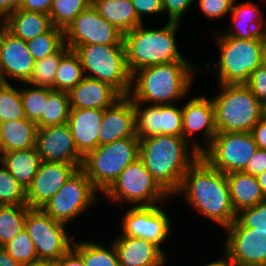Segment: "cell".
<instances>
[{"instance_id":"6da1fadb","label":"cell","mask_w":266,"mask_h":266,"mask_svg":"<svg viewBox=\"0 0 266 266\" xmlns=\"http://www.w3.org/2000/svg\"><path fill=\"white\" fill-rule=\"evenodd\" d=\"M182 136L156 135L139 139V158L156 182L171 196L180 188L184 174L204 150Z\"/></svg>"},{"instance_id":"7a4b0ae2","label":"cell","mask_w":266,"mask_h":266,"mask_svg":"<svg viewBox=\"0 0 266 266\" xmlns=\"http://www.w3.org/2000/svg\"><path fill=\"white\" fill-rule=\"evenodd\" d=\"M199 213L223 228L237 218L232 206L226 174L210 166L201 156L189 167L176 194Z\"/></svg>"},{"instance_id":"3957f363","label":"cell","mask_w":266,"mask_h":266,"mask_svg":"<svg viewBox=\"0 0 266 266\" xmlns=\"http://www.w3.org/2000/svg\"><path fill=\"white\" fill-rule=\"evenodd\" d=\"M195 67L188 61H175L138 69L131 75L133 90L128 97L135 103L174 104L188 94L193 74L198 72Z\"/></svg>"},{"instance_id":"277c9868","label":"cell","mask_w":266,"mask_h":266,"mask_svg":"<svg viewBox=\"0 0 266 266\" xmlns=\"http://www.w3.org/2000/svg\"><path fill=\"white\" fill-rule=\"evenodd\" d=\"M178 22H169L160 29H146L141 24L123 35L126 65L132 75L138 69L186 61L176 46Z\"/></svg>"},{"instance_id":"5b68a950","label":"cell","mask_w":266,"mask_h":266,"mask_svg":"<svg viewBox=\"0 0 266 266\" xmlns=\"http://www.w3.org/2000/svg\"><path fill=\"white\" fill-rule=\"evenodd\" d=\"M211 98L217 132H251L263 117V103L245 84H221Z\"/></svg>"},{"instance_id":"8992f818","label":"cell","mask_w":266,"mask_h":266,"mask_svg":"<svg viewBox=\"0 0 266 266\" xmlns=\"http://www.w3.org/2000/svg\"><path fill=\"white\" fill-rule=\"evenodd\" d=\"M220 58L216 66L220 84H245L251 73L265 62L263 34L243 40L224 35L218 36ZM218 64V65H217Z\"/></svg>"},{"instance_id":"52a82bcc","label":"cell","mask_w":266,"mask_h":266,"mask_svg":"<svg viewBox=\"0 0 266 266\" xmlns=\"http://www.w3.org/2000/svg\"><path fill=\"white\" fill-rule=\"evenodd\" d=\"M139 158V138L128 137L98 146L84 158L81 169L94 188L104 193L132 162Z\"/></svg>"},{"instance_id":"ba28073f","label":"cell","mask_w":266,"mask_h":266,"mask_svg":"<svg viewBox=\"0 0 266 266\" xmlns=\"http://www.w3.org/2000/svg\"><path fill=\"white\" fill-rule=\"evenodd\" d=\"M84 76L98 79L114 87L122 96L131 90V74L126 65L124 45H81L74 49Z\"/></svg>"},{"instance_id":"9c48e42d","label":"cell","mask_w":266,"mask_h":266,"mask_svg":"<svg viewBox=\"0 0 266 266\" xmlns=\"http://www.w3.org/2000/svg\"><path fill=\"white\" fill-rule=\"evenodd\" d=\"M257 149L251 132H217L200 156L210 166L227 174L242 172Z\"/></svg>"},{"instance_id":"30bf717a","label":"cell","mask_w":266,"mask_h":266,"mask_svg":"<svg viewBox=\"0 0 266 266\" xmlns=\"http://www.w3.org/2000/svg\"><path fill=\"white\" fill-rule=\"evenodd\" d=\"M113 201L120 200L136 204V206L156 205L158 201L170 195L156 182L137 158L130 163L104 192Z\"/></svg>"},{"instance_id":"8fae6325","label":"cell","mask_w":266,"mask_h":266,"mask_svg":"<svg viewBox=\"0 0 266 266\" xmlns=\"http://www.w3.org/2000/svg\"><path fill=\"white\" fill-rule=\"evenodd\" d=\"M65 224L52 219L41 208H30L24 229L32 239L39 260H58L71 248Z\"/></svg>"},{"instance_id":"7c38bea8","label":"cell","mask_w":266,"mask_h":266,"mask_svg":"<svg viewBox=\"0 0 266 266\" xmlns=\"http://www.w3.org/2000/svg\"><path fill=\"white\" fill-rule=\"evenodd\" d=\"M96 191L86 173L79 168L41 209L55 221L67 225L94 204L98 198Z\"/></svg>"},{"instance_id":"4fadbf2b","label":"cell","mask_w":266,"mask_h":266,"mask_svg":"<svg viewBox=\"0 0 266 266\" xmlns=\"http://www.w3.org/2000/svg\"><path fill=\"white\" fill-rule=\"evenodd\" d=\"M123 33L105 20L91 4L64 30V44L70 50L81 45H124Z\"/></svg>"},{"instance_id":"5bb4252c","label":"cell","mask_w":266,"mask_h":266,"mask_svg":"<svg viewBox=\"0 0 266 266\" xmlns=\"http://www.w3.org/2000/svg\"><path fill=\"white\" fill-rule=\"evenodd\" d=\"M170 230L168 215L158 205L133 206L124 214L120 236L146 239L160 247Z\"/></svg>"},{"instance_id":"9a60e30c","label":"cell","mask_w":266,"mask_h":266,"mask_svg":"<svg viewBox=\"0 0 266 266\" xmlns=\"http://www.w3.org/2000/svg\"><path fill=\"white\" fill-rule=\"evenodd\" d=\"M133 102L135 133L139 139L156 135L182 136V109L174 104L153 105L142 109Z\"/></svg>"},{"instance_id":"2e32d148","label":"cell","mask_w":266,"mask_h":266,"mask_svg":"<svg viewBox=\"0 0 266 266\" xmlns=\"http://www.w3.org/2000/svg\"><path fill=\"white\" fill-rule=\"evenodd\" d=\"M225 230V253L237 266H266V233L253 232L237 219Z\"/></svg>"},{"instance_id":"e0dca14e","label":"cell","mask_w":266,"mask_h":266,"mask_svg":"<svg viewBox=\"0 0 266 266\" xmlns=\"http://www.w3.org/2000/svg\"><path fill=\"white\" fill-rule=\"evenodd\" d=\"M35 148L44 162H64L82 167L84 157L78 152L67 123L38 128Z\"/></svg>"},{"instance_id":"ac0fdd59","label":"cell","mask_w":266,"mask_h":266,"mask_svg":"<svg viewBox=\"0 0 266 266\" xmlns=\"http://www.w3.org/2000/svg\"><path fill=\"white\" fill-rule=\"evenodd\" d=\"M78 169L76 164L43 161L27 188V206L42 208Z\"/></svg>"},{"instance_id":"d6986e66","label":"cell","mask_w":266,"mask_h":266,"mask_svg":"<svg viewBox=\"0 0 266 266\" xmlns=\"http://www.w3.org/2000/svg\"><path fill=\"white\" fill-rule=\"evenodd\" d=\"M34 65L26 41L5 29L0 37V81L8 82L6 78L10 76L25 83Z\"/></svg>"},{"instance_id":"ffe728a7","label":"cell","mask_w":266,"mask_h":266,"mask_svg":"<svg viewBox=\"0 0 266 266\" xmlns=\"http://www.w3.org/2000/svg\"><path fill=\"white\" fill-rule=\"evenodd\" d=\"M128 137L135 133L133 101L123 96L113 106L104 109L99 132V146Z\"/></svg>"},{"instance_id":"44dd1931","label":"cell","mask_w":266,"mask_h":266,"mask_svg":"<svg viewBox=\"0 0 266 266\" xmlns=\"http://www.w3.org/2000/svg\"><path fill=\"white\" fill-rule=\"evenodd\" d=\"M71 109H106L123 96L111 85L84 76L69 92Z\"/></svg>"},{"instance_id":"7402d4cb","label":"cell","mask_w":266,"mask_h":266,"mask_svg":"<svg viewBox=\"0 0 266 266\" xmlns=\"http://www.w3.org/2000/svg\"><path fill=\"white\" fill-rule=\"evenodd\" d=\"M120 266H164L166 254L155 243L142 238L119 236L112 243Z\"/></svg>"},{"instance_id":"603a6c76","label":"cell","mask_w":266,"mask_h":266,"mask_svg":"<svg viewBox=\"0 0 266 266\" xmlns=\"http://www.w3.org/2000/svg\"><path fill=\"white\" fill-rule=\"evenodd\" d=\"M103 109H70L67 124L78 152L85 157L99 146Z\"/></svg>"},{"instance_id":"cb8c5ba5","label":"cell","mask_w":266,"mask_h":266,"mask_svg":"<svg viewBox=\"0 0 266 266\" xmlns=\"http://www.w3.org/2000/svg\"><path fill=\"white\" fill-rule=\"evenodd\" d=\"M182 137L189 143L194 133L203 131L207 146L211 143L217 129L215 127L214 106L212 99L206 96L193 97L182 107Z\"/></svg>"},{"instance_id":"d4e9b609","label":"cell","mask_w":266,"mask_h":266,"mask_svg":"<svg viewBox=\"0 0 266 266\" xmlns=\"http://www.w3.org/2000/svg\"><path fill=\"white\" fill-rule=\"evenodd\" d=\"M230 199L236 212L253 207L264 199L255 176L244 172L227 173Z\"/></svg>"},{"instance_id":"484cf974","label":"cell","mask_w":266,"mask_h":266,"mask_svg":"<svg viewBox=\"0 0 266 266\" xmlns=\"http://www.w3.org/2000/svg\"><path fill=\"white\" fill-rule=\"evenodd\" d=\"M233 29L223 31L224 35L235 37L238 39L248 40L257 38L263 34L266 27L263 26V16L260 13L257 4L251 1L240 4H233L232 7Z\"/></svg>"},{"instance_id":"4316f807","label":"cell","mask_w":266,"mask_h":266,"mask_svg":"<svg viewBox=\"0 0 266 266\" xmlns=\"http://www.w3.org/2000/svg\"><path fill=\"white\" fill-rule=\"evenodd\" d=\"M5 19L6 29L24 41L34 39L52 27L48 14L24 9L13 11Z\"/></svg>"},{"instance_id":"83f0119b","label":"cell","mask_w":266,"mask_h":266,"mask_svg":"<svg viewBox=\"0 0 266 266\" xmlns=\"http://www.w3.org/2000/svg\"><path fill=\"white\" fill-rule=\"evenodd\" d=\"M0 162L27 190L43 161L36 148H31L5 152Z\"/></svg>"},{"instance_id":"f1b7e54d","label":"cell","mask_w":266,"mask_h":266,"mask_svg":"<svg viewBox=\"0 0 266 266\" xmlns=\"http://www.w3.org/2000/svg\"><path fill=\"white\" fill-rule=\"evenodd\" d=\"M38 126L27 118L5 121L0 124V136L4 153L36 147Z\"/></svg>"},{"instance_id":"f546056e","label":"cell","mask_w":266,"mask_h":266,"mask_svg":"<svg viewBox=\"0 0 266 266\" xmlns=\"http://www.w3.org/2000/svg\"><path fill=\"white\" fill-rule=\"evenodd\" d=\"M93 7L123 34L143 24L131 0H92Z\"/></svg>"},{"instance_id":"4dcf8cb0","label":"cell","mask_w":266,"mask_h":266,"mask_svg":"<svg viewBox=\"0 0 266 266\" xmlns=\"http://www.w3.org/2000/svg\"><path fill=\"white\" fill-rule=\"evenodd\" d=\"M70 109L69 94L48 87V100L44 112L36 121L38 128L66 124Z\"/></svg>"},{"instance_id":"1f68e13d","label":"cell","mask_w":266,"mask_h":266,"mask_svg":"<svg viewBox=\"0 0 266 266\" xmlns=\"http://www.w3.org/2000/svg\"><path fill=\"white\" fill-rule=\"evenodd\" d=\"M70 50L63 44L55 53L35 61L30 78L25 82L31 86L49 87L54 90V80L61 58Z\"/></svg>"},{"instance_id":"d6a6232c","label":"cell","mask_w":266,"mask_h":266,"mask_svg":"<svg viewBox=\"0 0 266 266\" xmlns=\"http://www.w3.org/2000/svg\"><path fill=\"white\" fill-rule=\"evenodd\" d=\"M82 65L74 50H69L60 60L54 80V90L69 92L84 77Z\"/></svg>"},{"instance_id":"836d02e7","label":"cell","mask_w":266,"mask_h":266,"mask_svg":"<svg viewBox=\"0 0 266 266\" xmlns=\"http://www.w3.org/2000/svg\"><path fill=\"white\" fill-rule=\"evenodd\" d=\"M72 249L83 259L85 266H120L114 245L110 249L90 241L73 242Z\"/></svg>"},{"instance_id":"e575fe53","label":"cell","mask_w":266,"mask_h":266,"mask_svg":"<svg viewBox=\"0 0 266 266\" xmlns=\"http://www.w3.org/2000/svg\"><path fill=\"white\" fill-rule=\"evenodd\" d=\"M27 205H0V242L6 245L23 229L27 212Z\"/></svg>"},{"instance_id":"d590c367","label":"cell","mask_w":266,"mask_h":266,"mask_svg":"<svg viewBox=\"0 0 266 266\" xmlns=\"http://www.w3.org/2000/svg\"><path fill=\"white\" fill-rule=\"evenodd\" d=\"M91 4L92 0H52L48 14L52 26L64 31Z\"/></svg>"},{"instance_id":"8d00e7d4","label":"cell","mask_w":266,"mask_h":266,"mask_svg":"<svg viewBox=\"0 0 266 266\" xmlns=\"http://www.w3.org/2000/svg\"><path fill=\"white\" fill-rule=\"evenodd\" d=\"M26 118L21 98V89L9 82L0 81V124Z\"/></svg>"},{"instance_id":"74e56055","label":"cell","mask_w":266,"mask_h":266,"mask_svg":"<svg viewBox=\"0 0 266 266\" xmlns=\"http://www.w3.org/2000/svg\"><path fill=\"white\" fill-rule=\"evenodd\" d=\"M34 60H40L55 53L64 44V31L52 26L47 32L26 41Z\"/></svg>"},{"instance_id":"f35d334b","label":"cell","mask_w":266,"mask_h":266,"mask_svg":"<svg viewBox=\"0 0 266 266\" xmlns=\"http://www.w3.org/2000/svg\"><path fill=\"white\" fill-rule=\"evenodd\" d=\"M0 164V205H27V190Z\"/></svg>"},{"instance_id":"ab89813d","label":"cell","mask_w":266,"mask_h":266,"mask_svg":"<svg viewBox=\"0 0 266 266\" xmlns=\"http://www.w3.org/2000/svg\"><path fill=\"white\" fill-rule=\"evenodd\" d=\"M21 98L26 118L36 122L44 112L45 103L48 100V87L22 88Z\"/></svg>"},{"instance_id":"60d3db41","label":"cell","mask_w":266,"mask_h":266,"mask_svg":"<svg viewBox=\"0 0 266 266\" xmlns=\"http://www.w3.org/2000/svg\"><path fill=\"white\" fill-rule=\"evenodd\" d=\"M5 250L22 266L39 261L32 239L25 229L5 245Z\"/></svg>"},{"instance_id":"b9f144b4","label":"cell","mask_w":266,"mask_h":266,"mask_svg":"<svg viewBox=\"0 0 266 266\" xmlns=\"http://www.w3.org/2000/svg\"><path fill=\"white\" fill-rule=\"evenodd\" d=\"M244 227L253 232L266 233V198L257 205L241 210L236 218Z\"/></svg>"},{"instance_id":"7bdbcfd3","label":"cell","mask_w":266,"mask_h":266,"mask_svg":"<svg viewBox=\"0 0 266 266\" xmlns=\"http://www.w3.org/2000/svg\"><path fill=\"white\" fill-rule=\"evenodd\" d=\"M245 85L261 103L266 101V61L251 73Z\"/></svg>"},{"instance_id":"ee69618b","label":"cell","mask_w":266,"mask_h":266,"mask_svg":"<svg viewBox=\"0 0 266 266\" xmlns=\"http://www.w3.org/2000/svg\"><path fill=\"white\" fill-rule=\"evenodd\" d=\"M235 0H198L199 9L208 18H222L229 11H232Z\"/></svg>"},{"instance_id":"f6af8a7d","label":"cell","mask_w":266,"mask_h":266,"mask_svg":"<svg viewBox=\"0 0 266 266\" xmlns=\"http://www.w3.org/2000/svg\"><path fill=\"white\" fill-rule=\"evenodd\" d=\"M194 0H162L163 12L169 15V22L180 23V18L189 9Z\"/></svg>"},{"instance_id":"bcb514c9","label":"cell","mask_w":266,"mask_h":266,"mask_svg":"<svg viewBox=\"0 0 266 266\" xmlns=\"http://www.w3.org/2000/svg\"><path fill=\"white\" fill-rule=\"evenodd\" d=\"M138 18L143 21V14L163 12L162 0H131Z\"/></svg>"},{"instance_id":"7dc6e473","label":"cell","mask_w":266,"mask_h":266,"mask_svg":"<svg viewBox=\"0 0 266 266\" xmlns=\"http://www.w3.org/2000/svg\"><path fill=\"white\" fill-rule=\"evenodd\" d=\"M265 171L266 150L258 148L242 172L251 174L256 177Z\"/></svg>"},{"instance_id":"c3c4849f","label":"cell","mask_w":266,"mask_h":266,"mask_svg":"<svg viewBox=\"0 0 266 266\" xmlns=\"http://www.w3.org/2000/svg\"><path fill=\"white\" fill-rule=\"evenodd\" d=\"M52 0H21L20 9L49 14Z\"/></svg>"},{"instance_id":"681fc988","label":"cell","mask_w":266,"mask_h":266,"mask_svg":"<svg viewBox=\"0 0 266 266\" xmlns=\"http://www.w3.org/2000/svg\"><path fill=\"white\" fill-rule=\"evenodd\" d=\"M251 134L258 148L266 150V117H262L252 128Z\"/></svg>"},{"instance_id":"f907efd6","label":"cell","mask_w":266,"mask_h":266,"mask_svg":"<svg viewBox=\"0 0 266 266\" xmlns=\"http://www.w3.org/2000/svg\"><path fill=\"white\" fill-rule=\"evenodd\" d=\"M58 261L62 266H85L83 259L72 248Z\"/></svg>"},{"instance_id":"816d5d0a","label":"cell","mask_w":266,"mask_h":266,"mask_svg":"<svg viewBox=\"0 0 266 266\" xmlns=\"http://www.w3.org/2000/svg\"><path fill=\"white\" fill-rule=\"evenodd\" d=\"M21 0H0V15L7 17L13 11L20 9Z\"/></svg>"},{"instance_id":"f5cc1de1","label":"cell","mask_w":266,"mask_h":266,"mask_svg":"<svg viewBox=\"0 0 266 266\" xmlns=\"http://www.w3.org/2000/svg\"><path fill=\"white\" fill-rule=\"evenodd\" d=\"M0 266H22L15 259H13L4 249L0 253Z\"/></svg>"},{"instance_id":"db71d44e","label":"cell","mask_w":266,"mask_h":266,"mask_svg":"<svg viewBox=\"0 0 266 266\" xmlns=\"http://www.w3.org/2000/svg\"><path fill=\"white\" fill-rule=\"evenodd\" d=\"M205 266H237V264L225 253L223 259L208 263Z\"/></svg>"},{"instance_id":"11a10c76","label":"cell","mask_w":266,"mask_h":266,"mask_svg":"<svg viewBox=\"0 0 266 266\" xmlns=\"http://www.w3.org/2000/svg\"><path fill=\"white\" fill-rule=\"evenodd\" d=\"M258 184L261 187L264 198H266V171L256 176Z\"/></svg>"},{"instance_id":"9f6ffc18","label":"cell","mask_w":266,"mask_h":266,"mask_svg":"<svg viewBox=\"0 0 266 266\" xmlns=\"http://www.w3.org/2000/svg\"><path fill=\"white\" fill-rule=\"evenodd\" d=\"M5 29H6V19L5 17L0 15V37Z\"/></svg>"},{"instance_id":"6f0895ef","label":"cell","mask_w":266,"mask_h":266,"mask_svg":"<svg viewBox=\"0 0 266 266\" xmlns=\"http://www.w3.org/2000/svg\"><path fill=\"white\" fill-rule=\"evenodd\" d=\"M46 266H62L58 260H46Z\"/></svg>"},{"instance_id":"680465c9","label":"cell","mask_w":266,"mask_h":266,"mask_svg":"<svg viewBox=\"0 0 266 266\" xmlns=\"http://www.w3.org/2000/svg\"><path fill=\"white\" fill-rule=\"evenodd\" d=\"M23 266H46V260H39L38 262L28 264V265H23Z\"/></svg>"},{"instance_id":"91938a15","label":"cell","mask_w":266,"mask_h":266,"mask_svg":"<svg viewBox=\"0 0 266 266\" xmlns=\"http://www.w3.org/2000/svg\"><path fill=\"white\" fill-rule=\"evenodd\" d=\"M3 153H4V148H3L1 136H0V160L2 159Z\"/></svg>"},{"instance_id":"94428289","label":"cell","mask_w":266,"mask_h":266,"mask_svg":"<svg viewBox=\"0 0 266 266\" xmlns=\"http://www.w3.org/2000/svg\"><path fill=\"white\" fill-rule=\"evenodd\" d=\"M263 116L266 117V101L263 103Z\"/></svg>"},{"instance_id":"6125c7cd","label":"cell","mask_w":266,"mask_h":266,"mask_svg":"<svg viewBox=\"0 0 266 266\" xmlns=\"http://www.w3.org/2000/svg\"><path fill=\"white\" fill-rule=\"evenodd\" d=\"M263 36H264V40H265V53H266V29L263 33ZM265 61H266V55H265Z\"/></svg>"},{"instance_id":"be15d7a7","label":"cell","mask_w":266,"mask_h":266,"mask_svg":"<svg viewBox=\"0 0 266 266\" xmlns=\"http://www.w3.org/2000/svg\"><path fill=\"white\" fill-rule=\"evenodd\" d=\"M5 249V245L0 242V253Z\"/></svg>"}]
</instances>
